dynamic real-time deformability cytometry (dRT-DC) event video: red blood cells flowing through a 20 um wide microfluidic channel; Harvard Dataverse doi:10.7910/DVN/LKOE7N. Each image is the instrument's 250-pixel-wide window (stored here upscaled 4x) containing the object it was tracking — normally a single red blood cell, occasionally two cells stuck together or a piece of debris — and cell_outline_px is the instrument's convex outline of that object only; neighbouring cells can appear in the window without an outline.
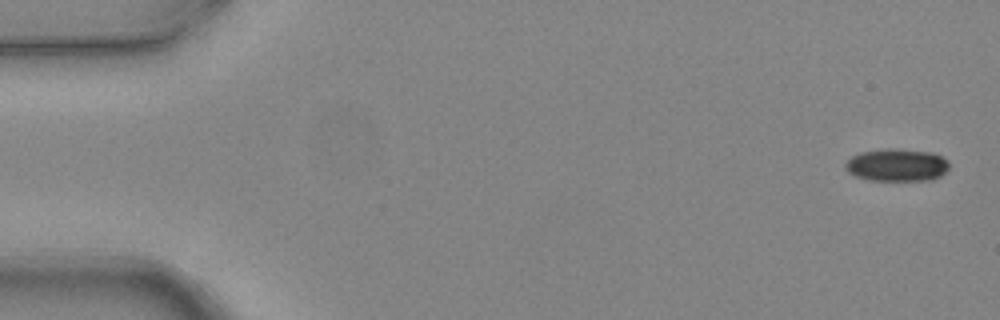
{"species": "common noctule bat (a hibernating species)", "species_latin": "Nyctalus noctula", "temperature_condition": "warm", "stored_images_in_passage": 6, "segment_of_instrument_passage": [1, 2], "camera_frame_rate_fps": 3000, "um_per_image_px": 0.085, "animal": {"sex": "female", "body_mass_g": 24.6, "forearm_length_mm": 56.2}, "frame": {"image": 1, "passage_image": 1, "time_ms": 0.0, "image_size_px": [1000, 320], "cell_outline_px": [[948, 168], [940, 176], [932, 180], [868, 180], [856, 176], [848, 172], [844, 168], [844, 164], [852, 156], [860, 152], [888, 148], [896, 148], [932, 152], [948, 160]], "centroid_in_image_um": [76.22, 14.02], "position_along_channel_um": 8.8, "area_um2": 19.77}}
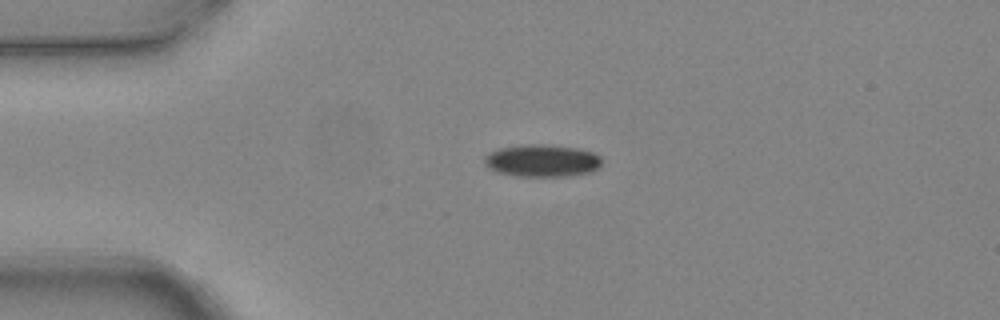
{"frame": {"image": 2, "passage_image": 4, "time_ms": 1.0, "image_size_px": [1000, 320], "cell_outline_px": [[600, 168], [592, 172], [572, 176], [512, 176], [496, 172], [488, 168], [484, 164], [484, 156], [488, 152], [500, 148], [528, 144], [540, 144], [576, 148], [592, 152], [600, 156]], "centroid_in_image_um": [46.05, 13.67], "position_along_channel_um": 39.0, "area_um2": 22.31}}